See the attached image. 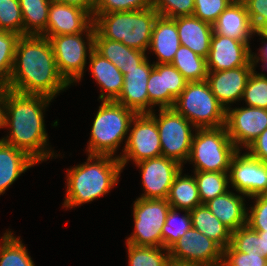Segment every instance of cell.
I'll list each match as a JSON object with an SVG mask.
<instances>
[{"label": "cell", "mask_w": 267, "mask_h": 266, "mask_svg": "<svg viewBox=\"0 0 267 266\" xmlns=\"http://www.w3.org/2000/svg\"><path fill=\"white\" fill-rule=\"evenodd\" d=\"M87 161L67 169L66 209L93 202L118 184L123 170L119 158L111 155H88Z\"/></svg>", "instance_id": "cell-3"}, {"label": "cell", "mask_w": 267, "mask_h": 266, "mask_svg": "<svg viewBox=\"0 0 267 266\" xmlns=\"http://www.w3.org/2000/svg\"><path fill=\"white\" fill-rule=\"evenodd\" d=\"M238 150L232 157L229 167V183L236 192L250 198L267 194V163L247 152Z\"/></svg>", "instance_id": "cell-12"}, {"label": "cell", "mask_w": 267, "mask_h": 266, "mask_svg": "<svg viewBox=\"0 0 267 266\" xmlns=\"http://www.w3.org/2000/svg\"><path fill=\"white\" fill-rule=\"evenodd\" d=\"M125 146L119 158L124 169L130 160L134 164L162 156L159 131L155 119L149 113L136 114L129 127Z\"/></svg>", "instance_id": "cell-11"}, {"label": "cell", "mask_w": 267, "mask_h": 266, "mask_svg": "<svg viewBox=\"0 0 267 266\" xmlns=\"http://www.w3.org/2000/svg\"><path fill=\"white\" fill-rule=\"evenodd\" d=\"M149 113L156 105L159 109L172 108L176 98L166 89L165 64H154L147 84Z\"/></svg>", "instance_id": "cell-32"}, {"label": "cell", "mask_w": 267, "mask_h": 266, "mask_svg": "<svg viewBox=\"0 0 267 266\" xmlns=\"http://www.w3.org/2000/svg\"><path fill=\"white\" fill-rule=\"evenodd\" d=\"M168 250L171 259L196 266H221L222 263L223 249L193 227Z\"/></svg>", "instance_id": "cell-13"}, {"label": "cell", "mask_w": 267, "mask_h": 266, "mask_svg": "<svg viewBox=\"0 0 267 266\" xmlns=\"http://www.w3.org/2000/svg\"><path fill=\"white\" fill-rule=\"evenodd\" d=\"M141 171L144 193L138 198L167 199L170 187L183 166L164 156L146 159L135 164Z\"/></svg>", "instance_id": "cell-15"}, {"label": "cell", "mask_w": 267, "mask_h": 266, "mask_svg": "<svg viewBox=\"0 0 267 266\" xmlns=\"http://www.w3.org/2000/svg\"><path fill=\"white\" fill-rule=\"evenodd\" d=\"M88 58L90 74L100 86L101 93L98 100L115 101L123 89L124 75L111 61L95 49L91 51Z\"/></svg>", "instance_id": "cell-21"}, {"label": "cell", "mask_w": 267, "mask_h": 266, "mask_svg": "<svg viewBox=\"0 0 267 266\" xmlns=\"http://www.w3.org/2000/svg\"><path fill=\"white\" fill-rule=\"evenodd\" d=\"M259 234V254L267 258V231H257Z\"/></svg>", "instance_id": "cell-50"}, {"label": "cell", "mask_w": 267, "mask_h": 266, "mask_svg": "<svg viewBox=\"0 0 267 266\" xmlns=\"http://www.w3.org/2000/svg\"><path fill=\"white\" fill-rule=\"evenodd\" d=\"M257 34L258 36H261V42L263 43L261 48L259 49L260 54H256L254 52H251V62L254 65V68L257 66L256 64L261 61L263 64L262 70L267 69V37L263 36L258 30L254 31V35ZM264 39V40H263ZM260 56V57H259Z\"/></svg>", "instance_id": "cell-48"}, {"label": "cell", "mask_w": 267, "mask_h": 266, "mask_svg": "<svg viewBox=\"0 0 267 266\" xmlns=\"http://www.w3.org/2000/svg\"><path fill=\"white\" fill-rule=\"evenodd\" d=\"M180 44L203 58H207L213 25L200 20L195 16H179L175 18Z\"/></svg>", "instance_id": "cell-22"}, {"label": "cell", "mask_w": 267, "mask_h": 266, "mask_svg": "<svg viewBox=\"0 0 267 266\" xmlns=\"http://www.w3.org/2000/svg\"><path fill=\"white\" fill-rule=\"evenodd\" d=\"M221 266H267V258L257 253H242L231 245L223 249Z\"/></svg>", "instance_id": "cell-40"}, {"label": "cell", "mask_w": 267, "mask_h": 266, "mask_svg": "<svg viewBox=\"0 0 267 266\" xmlns=\"http://www.w3.org/2000/svg\"><path fill=\"white\" fill-rule=\"evenodd\" d=\"M245 150L252 157L267 163V128Z\"/></svg>", "instance_id": "cell-47"}, {"label": "cell", "mask_w": 267, "mask_h": 266, "mask_svg": "<svg viewBox=\"0 0 267 266\" xmlns=\"http://www.w3.org/2000/svg\"><path fill=\"white\" fill-rule=\"evenodd\" d=\"M213 31L235 40L250 42L255 30L250 22L244 2L233 0L218 16L213 24Z\"/></svg>", "instance_id": "cell-20"}, {"label": "cell", "mask_w": 267, "mask_h": 266, "mask_svg": "<svg viewBox=\"0 0 267 266\" xmlns=\"http://www.w3.org/2000/svg\"><path fill=\"white\" fill-rule=\"evenodd\" d=\"M93 24V17L85 10L54 0L49 6L46 31L41 36L85 33Z\"/></svg>", "instance_id": "cell-19"}, {"label": "cell", "mask_w": 267, "mask_h": 266, "mask_svg": "<svg viewBox=\"0 0 267 266\" xmlns=\"http://www.w3.org/2000/svg\"><path fill=\"white\" fill-rule=\"evenodd\" d=\"M8 88L0 86V128H3V116H4V102L7 96Z\"/></svg>", "instance_id": "cell-51"}, {"label": "cell", "mask_w": 267, "mask_h": 266, "mask_svg": "<svg viewBox=\"0 0 267 266\" xmlns=\"http://www.w3.org/2000/svg\"><path fill=\"white\" fill-rule=\"evenodd\" d=\"M126 246L128 266H165L170 259L169 250L164 247Z\"/></svg>", "instance_id": "cell-34"}, {"label": "cell", "mask_w": 267, "mask_h": 266, "mask_svg": "<svg viewBox=\"0 0 267 266\" xmlns=\"http://www.w3.org/2000/svg\"><path fill=\"white\" fill-rule=\"evenodd\" d=\"M158 112V115L155 111L149 114L156 121L162 156L173 159L183 166L189 158L193 132L197 128L173 108L158 109Z\"/></svg>", "instance_id": "cell-9"}, {"label": "cell", "mask_w": 267, "mask_h": 266, "mask_svg": "<svg viewBox=\"0 0 267 266\" xmlns=\"http://www.w3.org/2000/svg\"><path fill=\"white\" fill-rule=\"evenodd\" d=\"M52 0H19L23 18V36H41L47 28Z\"/></svg>", "instance_id": "cell-29"}, {"label": "cell", "mask_w": 267, "mask_h": 266, "mask_svg": "<svg viewBox=\"0 0 267 266\" xmlns=\"http://www.w3.org/2000/svg\"><path fill=\"white\" fill-rule=\"evenodd\" d=\"M250 42H242L213 32L206 65L208 71H221L241 66H254L251 62Z\"/></svg>", "instance_id": "cell-16"}, {"label": "cell", "mask_w": 267, "mask_h": 266, "mask_svg": "<svg viewBox=\"0 0 267 266\" xmlns=\"http://www.w3.org/2000/svg\"><path fill=\"white\" fill-rule=\"evenodd\" d=\"M251 198L255 204L247 209V225L254 231H267V194Z\"/></svg>", "instance_id": "cell-44"}, {"label": "cell", "mask_w": 267, "mask_h": 266, "mask_svg": "<svg viewBox=\"0 0 267 266\" xmlns=\"http://www.w3.org/2000/svg\"><path fill=\"white\" fill-rule=\"evenodd\" d=\"M52 100L43 95L20 93L8 88L3 129L8 128L9 132L0 140L25 151L37 163L58 156L48 147L50 143L44 121V112Z\"/></svg>", "instance_id": "cell-1"}, {"label": "cell", "mask_w": 267, "mask_h": 266, "mask_svg": "<svg viewBox=\"0 0 267 266\" xmlns=\"http://www.w3.org/2000/svg\"><path fill=\"white\" fill-rule=\"evenodd\" d=\"M182 173L181 170L175 177L170 187L167 201L171 208L190 211L202 203L195 177L183 175Z\"/></svg>", "instance_id": "cell-28"}, {"label": "cell", "mask_w": 267, "mask_h": 266, "mask_svg": "<svg viewBox=\"0 0 267 266\" xmlns=\"http://www.w3.org/2000/svg\"><path fill=\"white\" fill-rule=\"evenodd\" d=\"M152 7V0H97L94 13L142 10Z\"/></svg>", "instance_id": "cell-42"}, {"label": "cell", "mask_w": 267, "mask_h": 266, "mask_svg": "<svg viewBox=\"0 0 267 266\" xmlns=\"http://www.w3.org/2000/svg\"><path fill=\"white\" fill-rule=\"evenodd\" d=\"M254 69V66H241L208 71L206 80L215 98L225 109L242 99L247 80Z\"/></svg>", "instance_id": "cell-17"}, {"label": "cell", "mask_w": 267, "mask_h": 266, "mask_svg": "<svg viewBox=\"0 0 267 266\" xmlns=\"http://www.w3.org/2000/svg\"><path fill=\"white\" fill-rule=\"evenodd\" d=\"M152 7L159 16L176 18L179 16H192L194 13V0H152Z\"/></svg>", "instance_id": "cell-39"}, {"label": "cell", "mask_w": 267, "mask_h": 266, "mask_svg": "<svg viewBox=\"0 0 267 266\" xmlns=\"http://www.w3.org/2000/svg\"><path fill=\"white\" fill-rule=\"evenodd\" d=\"M171 206L167 199L137 198L133 204V233L126 243L162 247V229Z\"/></svg>", "instance_id": "cell-10"}, {"label": "cell", "mask_w": 267, "mask_h": 266, "mask_svg": "<svg viewBox=\"0 0 267 266\" xmlns=\"http://www.w3.org/2000/svg\"><path fill=\"white\" fill-rule=\"evenodd\" d=\"M193 173L202 204L229 191L228 172L193 171Z\"/></svg>", "instance_id": "cell-33"}, {"label": "cell", "mask_w": 267, "mask_h": 266, "mask_svg": "<svg viewBox=\"0 0 267 266\" xmlns=\"http://www.w3.org/2000/svg\"><path fill=\"white\" fill-rule=\"evenodd\" d=\"M171 64L188 82L207 79L206 58L197 55L188 47L180 45Z\"/></svg>", "instance_id": "cell-30"}, {"label": "cell", "mask_w": 267, "mask_h": 266, "mask_svg": "<svg viewBox=\"0 0 267 266\" xmlns=\"http://www.w3.org/2000/svg\"><path fill=\"white\" fill-rule=\"evenodd\" d=\"M254 30H259L267 22V0L243 1Z\"/></svg>", "instance_id": "cell-45"}, {"label": "cell", "mask_w": 267, "mask_h": 266, "mask_svg": "<svg viewBox=\"0 0 267 266\" xmlns=\"http://www.w3.org/2000/svg\"><path fill=\"white\" fill-rule=\"evenodd\" d=\"M0 266H35L20 237L9 229L0 240Z\"/></svg>", "instance_id": "cell-31"}, {"label": "cell", "mask_w": 267, "mask_h": 266, "mask_svg": "<svg viewBox=\"0 0 267 266\" xmlns=\"http://www.w3.org/2000/svg\"><path fill=\"white\" fill-rule=\"evenodd\" d=\"M249 107L267 109V75L257 73L255 69L250 74L242 99Z\"/></svg>", "instance_id": "cell-37"}, {"label": "cell", "mask_w": 267, "mask_h": 266, "mask_svg": "<svg viewBox=\"0 0 267 266\" xmlns=\"http://www.w3.org/2000/svg\"><path fill=\"white\" fill-rule=\"evenodd\" d=\"M192 227L225 249L231 242V231L206 207L201 204L190 210Z\"/></svg>", "instance_id": "cell-27"}, {"label": "cell", "mask_w": 267, "mask_h": 266, "mask_svg": "<svg viewBox=\"0 0 267 266\" xmlns=\"http://www.w3.org/2000/svg\"><path fill=\"white\" fill-rule=\"evenodd\" d=\"M158 16L153 7L135 11L94 13L93 24L102 37L146 52L149 50Z\"/></svg>", "instance_id": "cell-4"}, {"label": "cell", "mask_w": 267, "mask_h": 266, "mask_svg": "<svg viewBox=\"0 0 267 266\" xmlns=\"http://www.w3.org/2000/svg\"><path fill=\"white\" fill-rule=\"evenodd\" d=\"M230 245L238 252L259 253V234L245 225L231 233Z\"/></svg>", "instance_id": "cell-41"}, {"label": "cell", "mask_w": 267, "mask_h": 266, "mask_svg": "<svg viewBox=\"0 0 267 266\" xmlns=\"http://www.w3.org/2000/svg\"><path fill=\"white\" fill-rule=\"evenodd\" d=\"M177 211H183L185 213L179 218L180 214ZM191 227V215L188 210L170 208L162 229V247L169 249Z\"/></svg>", "instance_id": "cell-35"}, {"label": "cell", "mask_w": 267, "mask_h": 266, "mask_svg": "<svg viewBox=\"0 0 267 266\" xmlns=\"http://www.w3.org/2000/svg\"><path fill=\"white\" fill-rule=\"evenodd\" d=\"M237 151L225 126L196 129L187 162L194 163V171L229 172L231 159Z\"/></svg>", "instance_id": "cell-7"}, {"label": "cell", "mask_w": 267, "mask_h": 266, "mask_svg": "<svg viewBox=\"0 0 267 266\" xmlns=\"http://www.w3.org/2000/svg\"><path fill=\"white\" fill-rule=\"evenodd\" d=\"M225 128L235 147L246 149L267 128V109L229 107L226 109Z\"/></svg>", "instance_id": "cell-14"}, {"label": "cell", "mask_w": 267, "mask_h": 266, "mask_svg": "<svg viewBox=\"0 0 267 266\" xmlns=\"http://www.w3.org/2000/svg\"><path fill=\"white\" fill-rule=\"evenodd\" d=\"M263 36L267 37V22L258 30Z\"/></svg>", "instance_id": "cell-53"}, {"label": "cell", "mask_w": 267, "mask_h": 266, "mask_svg": "<svg viewBox=\"0 0 267 266\" xmlns=\"http://www.w3.org/2000/svg\"><path fill=\"white\" fill-rule=\"evenodd\" d=\"M94 36V24L85 31V34L43 36L50 41L58 72L70 86L83 78L87 57L94 49Z\"/></svg>", "instance_id": "cell-8"}, {"label": "cell", "mask_w": 267, "mask_h": 266, "mask_svg": "<svg viewBox=\"0 0 267 266\" xmlns=\"http://www.w3.org/2000/svg\"><path fill=\"white\" fill-rule=\"evenodd\" d=\"M54 1L79 7L87 11L93 17L97 0H54Z\"/></svg>", "instance_id": "cell-49"}, {"label": "cell", "mask_w": 267, "mask_h": 266, "mask_svg": "<svg viewBox=\"0 0 267 266\" xmlns=\"http://www.w3.org/2000/svg\"><path fill=\"white\" fill-rule=\"evenodd\" d=\"M0 30L23 36V18L19 0H0Z\"/></svg>", "instance_id": "cell-38"}, {"label": "cell", "mask_w": 267, "mask_h": 266, "mask_svg": "<svg viewBox=\"0 0 267 266\" xmlns=\"http://www.w3.org/2000/svg\"><path fill=\"white\" fill-rule=\"evenodd\" d=\"M180 45L175 18L158 16L151 35L150 50H148L152 51L158 59L153 63H171Z\"/></svg>", "instance_id": "cell-24"}, {"label": "cell", "mask_w": 267, "mask_h": 266, "mask_svg": "<svg viewBox=\"0 0 267 266\" xmlns=\"http://www.w3.org/2000/svg\"><path fill=\"white\" fill-rule=\"evenodd\" d=\"M94 49L111 61L123 75L126 74L127 69L136 68L147 58L145 52L130 48L119 41L108 40L96 30Z\"/></svg>", "instance_id": "cell-26"}, {"label": "cell", "mask_w": 267, "mask_h": 266, "mask_svg": "<svg viewBox=\"0 0 267 266\" xmlns=\"http://www.w3.org/2000/svg\"><path fill=\"white\" fill-rule=\"evenodd\" d=\"M165 266H196V265H193L189 262H183V261H177V260H174V259H169L166 263Z\"/></svg>", "instance_id": "cell-52"}, {"label": "cell", "mask_w": 267, "mask_h": 266, "mask_svg": "<svg viewBox=\"0 0 267 266\" xmlns=\"http://www.w3.org/2000/svg\"><path fill=\"white\" fill-rule=\"evenodd\" d=\"M245 195L227 191L225 194L210 199L206 207L225 225L231 232L247 225V207Z\"/></svg>", "instance_id": "cell-23"}, {"label": "cell", "mask_w": 267, "mask_h": 266, "mask_svg": "<svg viewBox=\"0 0 267 266\" xmlns=\"http://www.w3.org/2000/svg\"><path fill=\"white\" fill-rule=\"evenodd\" d=\"M93 120L86 152L114 156L129 133L134 111L116 101H101Z\"/></svg>", "instance_id": "cell-5"}, {"label": "cell", "mask_w": 267, "mask_h": 266, "mask_svg": "<svg viewBox=\"0 0 267 266\" xmlns=\"http://www.w3.org/2000/svg\"><path fill=\"white\" fill-rule=\"evenodd\" d=\"M165 82L166 89L177 98L186 87L188 81L183 75L171 64H165Z\"/></svg>", "instance_id": "cell-46"}, {"label": "cell", "mask_w": 267, "mask_h": 266, "mask_svg": "<svg viewBox=\"0 0 267 266\" xmlns=\"http://www.w3.org/2000/svg\"><path fill=\"white\" fill-rule=\"evenodd\" d=\"M193 16L213 25L233 0H194Z\"/></svg>", "instance_id": "cell-43"}, {"label": "cell", "mask_w": 267, "mask_h": 266, "mask_svg": "<svg viewBox=\"0 0 267 266\" xmlns=\"http://www.w3.org/2000/svg\"><path fill=\"white\" fill-rule=\"evenodd\" d=\"M148 57L136 68L127 69L124 75L123 89L115 100L131 109L136 114L149 113V96L147 84L154 63Z\"/></svg>", "instance_id": "cell-18"}, {"label": "cell", "mask_w": 267, "mask_h": 266, "mask_svg": "<svg viewBox=\"0 0 267 266\" xmlns=\"http://www.w3.org/2000/svg\"><path fill=\"white\" fill-rule=\"evenodd\" d=\"M20 37L16 33L0 30V86L8 85L14 65L16 45Z\"/></svg>", "instance_id": "cell-36"}, {"label": "cell", "mask_w": 267, "mask_h": 266, "mask_svg": "<svg viewBox=\"0 0 267 266\" xmlns=\"http://www.w3.org/2000/svg\"><path fill=\"white\" fill-rule=\"evenodd\" d=\"M172 108L197 129L225 126L226 109L215 98L207 80L188 82Z\"/></svg>", "instance_id": "cell-6"}, {"label": "cell", "mask_w": 267, "mask_h": 266, "mask_svg": "<svg viewBox=\"0 0 267 266\" xmlns=\"http://www.w3.org/2000/svg\"><path fill=\"white\" fill-rule=\"evenodd\" d=\"M68 86L70 87L58 72L49 39L38 35L21 36L16 45L7 88L55 99Z\"/></svg>", "instance_id": "cell-2"}, {"label": "cell", "mask_w": 267, "mask_h": 266, "mask_svg": "<svg viewBox=\"0 0 267 266\" xmlns=\"http://www.w3.org/2000/svg\"><path fill=\"white\" fill-rule=\"evenodd\" d=\"M38 164L25 151L0 140V195L10 187L22 173Z\"/></svg>", "instance_id": "cell-25"}]
</instances>
